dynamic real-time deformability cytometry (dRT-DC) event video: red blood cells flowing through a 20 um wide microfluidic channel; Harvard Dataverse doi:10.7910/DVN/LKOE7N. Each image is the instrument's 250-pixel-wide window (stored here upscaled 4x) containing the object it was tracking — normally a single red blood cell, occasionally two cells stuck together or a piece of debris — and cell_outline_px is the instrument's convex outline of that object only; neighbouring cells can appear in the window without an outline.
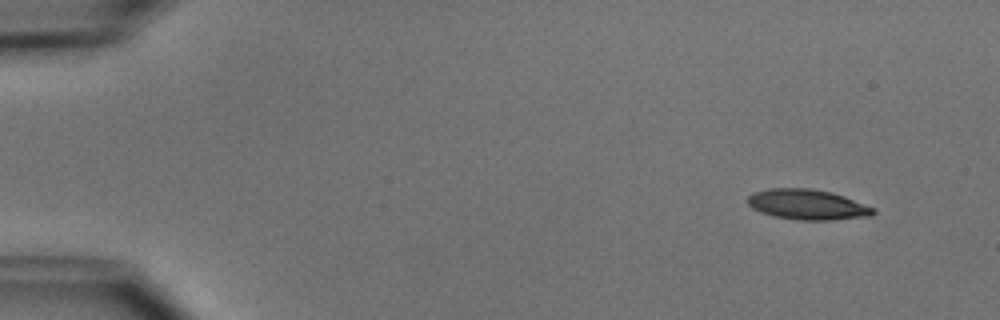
{"species": "common noctule bat (a hibernating species)", "species_latin": "Nyctalus noctula", "temperature_condition": "cold", "stored_images_in_passage": 3, "camera_frame_rate_fps": 3000, "um_per_image_px": 0.085, "animal": {"sex": "male", "body_mass_g": 15.6}, "frame": {"image": 1, "passage_image": 1, "time_ms": 0.0, "image_size_px": [1000, 320], "cell_outline_px": [[876, 212], [872, 216], [832, 220], [800, 220], [776, 216], [760, 212], [752, 208], [748, 204], [748, 196], [752, 192], [768, 188], [808, 188], [832, 192], [844, 196], [876, 208]], "centroid_in_image_um": [68.65, 17.38], "position_along_channel_um": 16.3, "area_um2": 22.31}}